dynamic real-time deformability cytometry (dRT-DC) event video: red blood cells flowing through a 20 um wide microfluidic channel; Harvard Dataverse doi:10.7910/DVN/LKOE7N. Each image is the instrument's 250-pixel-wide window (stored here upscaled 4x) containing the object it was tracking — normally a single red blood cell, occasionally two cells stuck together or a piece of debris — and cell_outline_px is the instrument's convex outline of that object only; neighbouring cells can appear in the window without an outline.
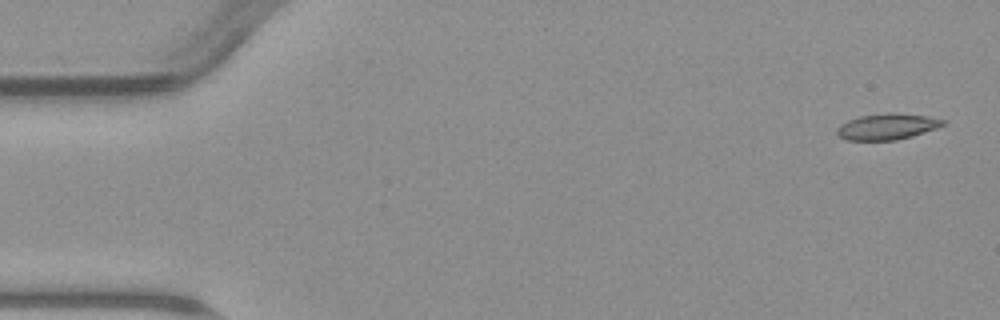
{"species": "common noctule bat (a hibernating species)", "species_latin": "Nyctalus noctula", "temperature_condition": "warm", "stored_images_in_passage": 4, "camera_frame_rate_fps": 3000, "um_per_image_px": 0.085, "animal": {"sex": "male", "body_mass_g": 23.1, "forearm_length_mm": 52.7}, "frame": {"image": 1, "passage_image": 1, "time_ms": 0.0, "image_size_px": [1000, 320], "cell_outline_px": [[948, 120], [944, 124], [936, 128], [912, 136], [896, 140], [848, 140], [840, 136], [836, 132], [836, 128], [840, 124], [848, 120], [860, 116], [888, 112], [892, 112], [928, 116]], "centroid_in_image_um": [75.42, 10.75], "position_along_channel_um": 9.6, "area_um2": 16.13}}
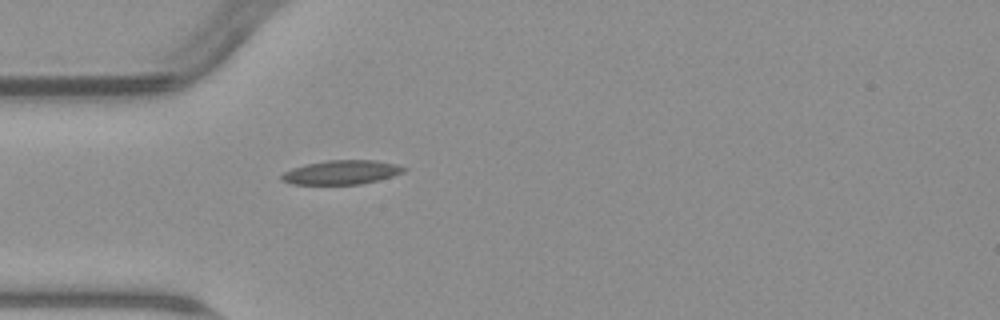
{"frame": {"image": 2, "passage_image": 4, "time_ms": 4.667, "image_size_px": [1000, 320], "cell_outline_px": [[408, 168], [404, 172], [392, 176], [360, 184], [292, 184], [280, 180], [280, 176], [284, 172], [292, 168], [304, 164], [328, 160], [376, 160], [396, 164]], "centroid_in_image_um": [29.01, 14.64], "position_along_channel_um": 56.0, "area_um2": 17.17}}